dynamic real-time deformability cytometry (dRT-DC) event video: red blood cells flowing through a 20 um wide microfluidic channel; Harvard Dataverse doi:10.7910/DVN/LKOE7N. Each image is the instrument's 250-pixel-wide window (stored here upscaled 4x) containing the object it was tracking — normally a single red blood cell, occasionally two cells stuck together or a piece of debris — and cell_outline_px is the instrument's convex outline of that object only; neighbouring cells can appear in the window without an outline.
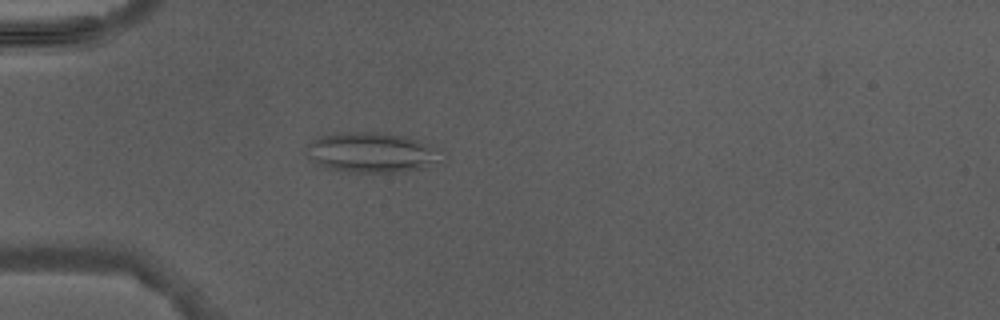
{"species": "Egyptian fruit bat (a non-hibernating species)", "species_latin": "Rousettus aegyptiacus", "temperature_condition": "warm", "stored_images_in_passage": 3, "camera_frame_rate_fps": 3000, "um_per_image_px": 0.085, "animal": {"sex": "male"}, "frame": {"image": 1, "passage_image": 3, "time_ms": 3.0, "image_size_px": [1000, 320], "cell_outline_px": [[444, 148], [436, 160], [432, 164], [424, 168], [396, 172], [348, 172], [324, 168], [312, 160], [304, 152], [304, 148], [312, 140], [320, 136], [344, 132], [376, 132], [404, 136], [420, 140]], "centroid_in_image_um": [31.57, 12.95], "position_along_channel_um": 53.4, "area_um2": 31.85}}